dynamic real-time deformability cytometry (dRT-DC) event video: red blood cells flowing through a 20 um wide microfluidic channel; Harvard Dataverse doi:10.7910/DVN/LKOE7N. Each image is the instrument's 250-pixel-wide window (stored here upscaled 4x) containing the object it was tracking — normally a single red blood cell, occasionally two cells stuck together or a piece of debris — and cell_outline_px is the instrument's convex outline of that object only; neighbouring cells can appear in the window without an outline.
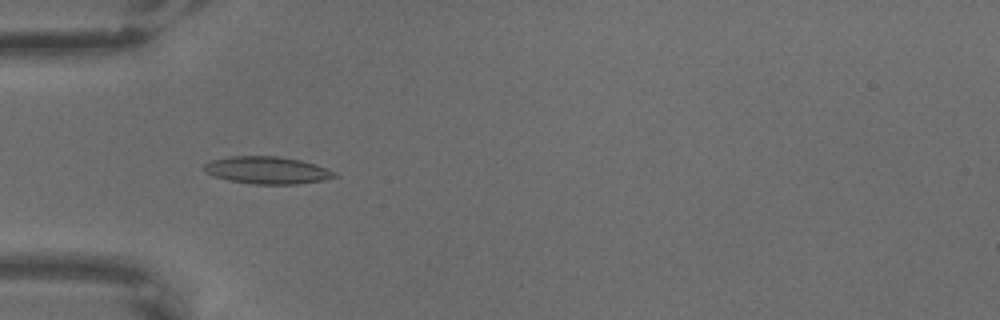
{"species": "common noctule bat (a hibernating species)", "species_latin": "Nyctalus noctula", "temperature_condition": "warm", "stored_images_in_passage": 5, "camera_frame_rate_fps": 3000, "um_per_image_px": 0.085, "animal": {"sex": "male", "body_mass_g": 18.8}, "frame": {"image": 1, "passage_image": 4, "time_ms": 1.0, "image_size_px": [1000, 320], "cell_outline_px": [[340, 176], [324, 180], [296, 184], [252, 184], [228, 180], [204, 172], [200, 168], [204, 164], [212, 160], [228, 156], [276, 156], [300, 160], [328, 168], [336, 172]], "centroid_in_image_um": [22.71, 14.47], "position_along_channel_um": 62.3, "area_um2": 20.92}}